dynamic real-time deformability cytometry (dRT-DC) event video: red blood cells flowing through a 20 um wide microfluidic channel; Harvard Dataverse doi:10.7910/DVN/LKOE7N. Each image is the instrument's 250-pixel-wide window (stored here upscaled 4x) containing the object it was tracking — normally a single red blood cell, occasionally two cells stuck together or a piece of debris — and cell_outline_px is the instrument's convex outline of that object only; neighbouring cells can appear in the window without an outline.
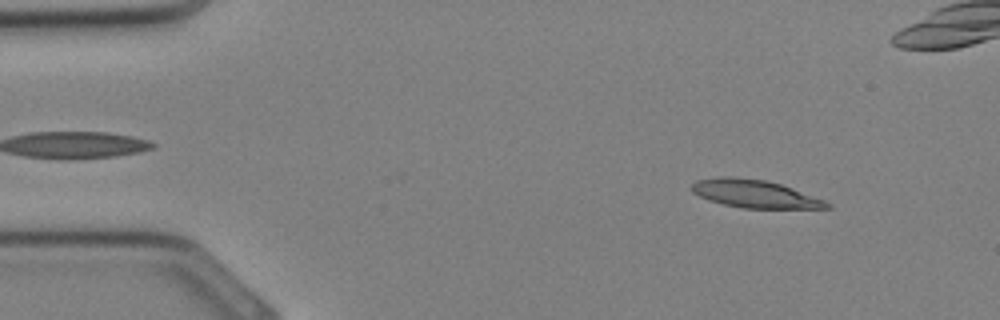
{"species": "Egyptian fruit bat (a non-hibernating species)", "species_latin": "Rousettus aegyptiacus", "temperature_condition": "cold", "stored_images_in_passage": 8, "camera_frame_rate_fps": 3000, "um_per_image_px": 0.085, "animal": {"sex": "female"}, "frame": {"image": 1, "passage_image": 3, "time_ms": 0.667, "image_size_px": [1000, 320], "cell_outline_px": [[832, 208], [740, 208], [708, 200], [692, 192], [688, 188], [696, 180], [720, 176], [728, 176], [764, 180], [780, 184], [792, 188], [824, 200], [832, 204]], "centroid_in_image_um": [64.11, 16.47], "position_along_channel_um": 20.9, "area_um2": 21.91}}